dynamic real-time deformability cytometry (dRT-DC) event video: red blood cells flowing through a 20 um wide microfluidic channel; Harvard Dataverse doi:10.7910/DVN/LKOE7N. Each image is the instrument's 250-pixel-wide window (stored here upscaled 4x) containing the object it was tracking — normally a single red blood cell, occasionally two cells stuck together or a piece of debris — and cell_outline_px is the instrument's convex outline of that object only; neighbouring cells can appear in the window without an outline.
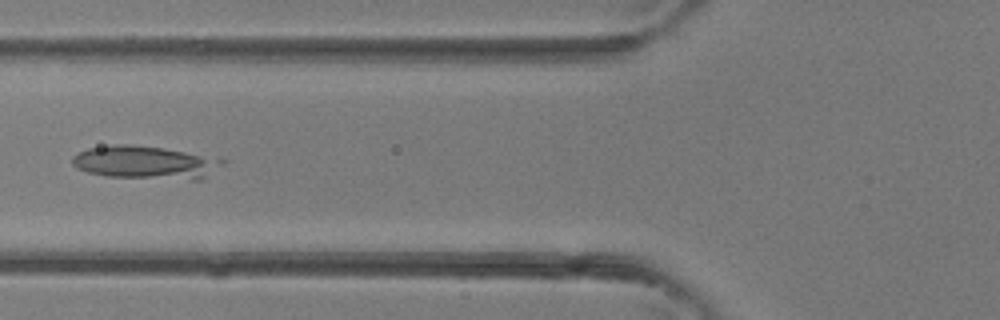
{"species": "common noctule bat (a hibernating species)", "species_latin": "Nyctalus noctula", "temperature_condition": "room temperature", "stored_images_in_passage": 5, "camera_frame_rate_fps": 3000, "um_per_image_px": 0.085, "animal": {"sex": "female"}, "frame": {"image": 1, "passage_image": 5, "time_ms": 1.333, "image_size_px": [1000, 320], "cell_outline_px": [[228, 160], [224, 164], [204, 180], [192, 180], [108, 176], [88, 172], [76, 168], [72, 164], [72, 156], [76, 152], [88, 148], [112, 144], [128, 144], [164, 148]], "centroid_in_image_um": [12.37, 13.81], "position_along_channel_um": 113.4, "area_um2": 29.25}}